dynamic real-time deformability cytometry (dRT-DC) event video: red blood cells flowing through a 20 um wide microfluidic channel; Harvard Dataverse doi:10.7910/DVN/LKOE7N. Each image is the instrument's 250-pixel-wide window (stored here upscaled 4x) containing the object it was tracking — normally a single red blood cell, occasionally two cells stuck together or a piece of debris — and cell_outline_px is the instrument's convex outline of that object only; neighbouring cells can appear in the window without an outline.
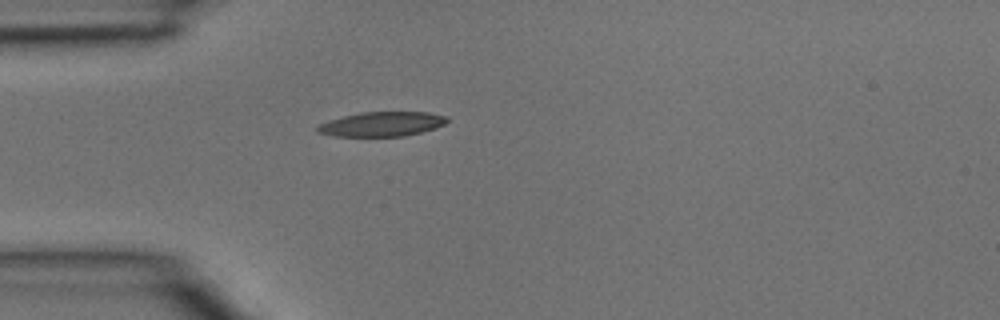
{"species": "common noctule bat (a hibernating species)", "species_latin": "Nyctalus noctula", "temperature_condition": "room temperature", "stored_images_in_passage": 3, "camera_frame_rate_fps": 3000, "um_per_image_px": 0.085, "animal": {"sex": "male", "body_mass_g": 15.6}, "frame": {"image": 1, "passage_image": 3, "time_ms": 0.667, "image_size_px": [1000, 320], "cell_outline_px": [[448, 120], [444, 124], [436, 128], [404, 136], [336, 136], [316, 132], [316, 128], [320, 124], [328, 120], [360, 112], [428, 112], [448, 116]], "centroid_in_image_um": [32.47, 10.54], "position_along_channel_um": 52.5, "area_um2": 18.5}}